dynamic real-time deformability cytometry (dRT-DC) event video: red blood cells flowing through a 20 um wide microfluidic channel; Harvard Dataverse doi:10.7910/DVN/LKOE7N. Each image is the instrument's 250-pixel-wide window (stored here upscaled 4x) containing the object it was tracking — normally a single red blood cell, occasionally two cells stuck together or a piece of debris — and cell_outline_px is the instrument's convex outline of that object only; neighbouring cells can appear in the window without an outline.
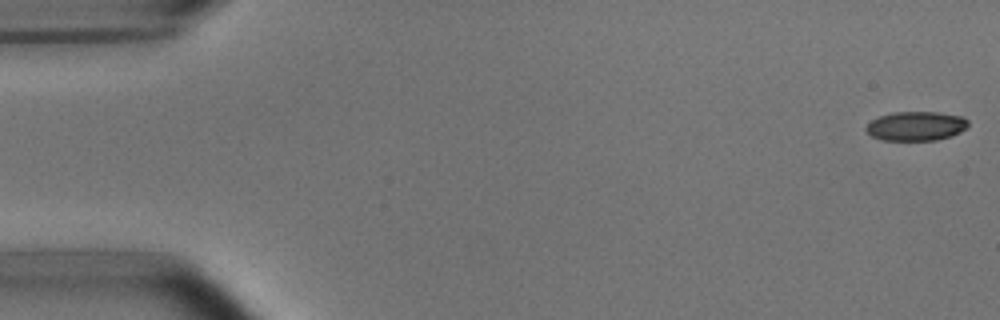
{"species": "common noctule bat (a hibernating species)", "species_latin": "Nyctalus noctula", "temperature_condition": "room temperature", "stored_images_in_passage": 5, "camera_frame_rate_fps": 3000, "um_per_image_px": 0.085, "animal": {"sex": "male", "body_mass_g": 15.6}, "frame": {"image": 1, "passage_image": 1, "time_ms": 0.0, "image_size_px": [1000, 320], "cell_outline_px": [[968, 128], [952, 136], [936, 140], [880, 140], [872, 136], [864, 128], [872, 120], [880, 116], [892, 112], [940, 112], [964, 116], [968, 120]], "centroid_in_image_um": [77.9, 10.71], "position_along_channel_um": 7.1, "area_um2": 17.57}}
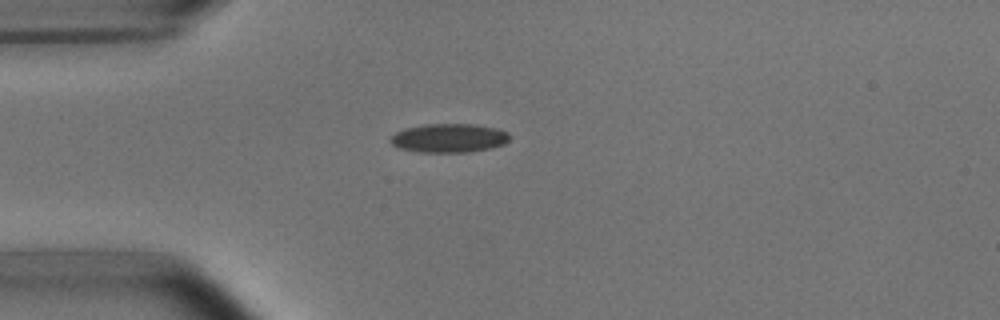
{"frame": {"image": 2, "passage_image": 4, "time_ms": 4.333, "image_size_px": [1000, 320], "cell_outline_px": [[508, 140], [504, 144], [492, 148], [468, 152], [420, 152], [396, 148], [388, 140], [396, 132], [408, 128], [428, 124], [472, 124], [496, 128], [508, 132]], "centroid_in_image_um": [38.15, 11.74], "position_along_channel_um": 46.8, "area_um2": 19.94}}